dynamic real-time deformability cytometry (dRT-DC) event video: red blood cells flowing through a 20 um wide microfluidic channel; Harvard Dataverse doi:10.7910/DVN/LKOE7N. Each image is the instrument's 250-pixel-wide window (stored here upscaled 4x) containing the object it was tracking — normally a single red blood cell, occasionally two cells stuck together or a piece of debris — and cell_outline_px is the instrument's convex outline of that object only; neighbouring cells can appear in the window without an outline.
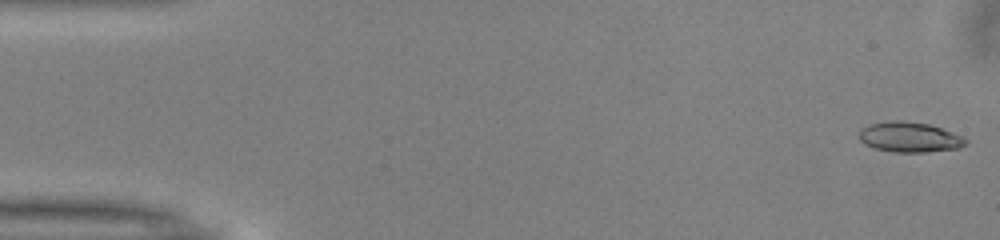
{"species": "common noctule bat (a hibernating species)", "species_latin": "Nyctalus noctula", "temperature_condition": "warm", "stored_images_in_passage": 50, "camera_frame_rate_fps": 3000, "um_per_image_px": 0.085, "animal": {"sex": "male", "body_mass_g": 13.0, "forearm_length_mm": 53.1}, "frame": {"image": 1, "passage_image": 1, "time_ms": 0.0, "image_size_px": [1000, 240], "cell_outline_px": [[968, 144], [960, 148], [928, 152], [896, 152], [876, 148], [864, 144], [860, 140], [860, 128], [872, 124], [892, 120], [900, 120], [928, 124], [964, 136], [968, 140]], "centroid_in_image_um": [77.36, 11.66], "position_along_channel_um": 7.6, "area_um2": 18.73}}
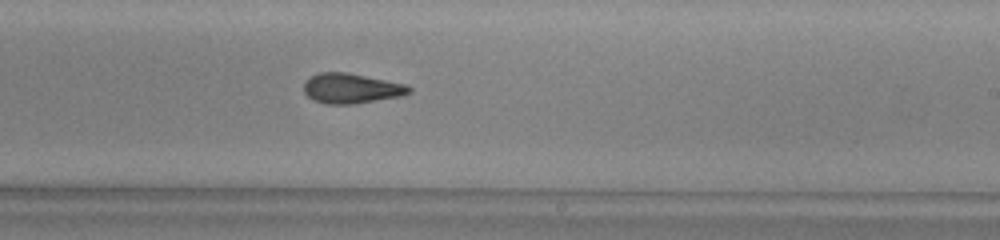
{"frame": {"image": 2, "passage_image": 30, "time_ms": 9.667, "image_size_px": [1000, 240], "cell_outline_px": [[412, 92], [400, 96], [352, 104], [324, 104], [312, 100], [304, 92], [304, 80], [308, 76], [320, 72], [348, 72], [408, 84], [412, 88]], "centroid_in_image_um": [29.84, 7.5], "position_along_channel_um": 259.2, "area_um2": 18.73}}
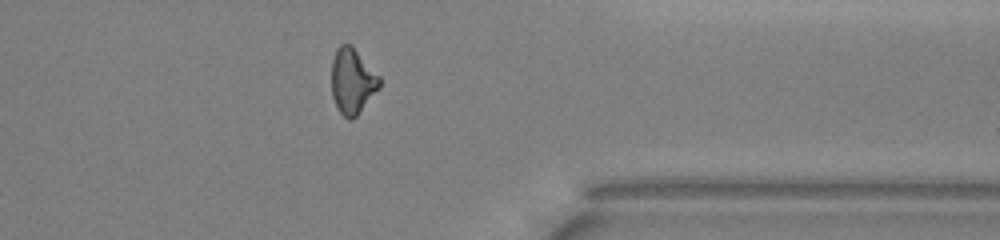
{"frame": {"image": 3, "passage_image": 40, "time_ms": 13.0, "image_size_px": [1000, 240], "cell_outline_px": [[380, 88], [356, 116], [352, 120], [348, 120], [340, 112], [332, 96], [332, 60], [336, 48], [340, 44], [352, 44], [380, 76]], "centroid_in_image_um": [29.96, 6.87], "position_along_channel_um": 381.4, "area_um2": 18.44}, "authors_computed_cell_mechanics": {"area_um2": 18.3804, "velocity_mm_per_s": 4.0478, "shape_relaxation_time_tau1_ms": null, "shape_relaxation_time_tau2_ms": 2.6214, "deformation_change_tau1": null, "deformation_change_tau2": 0.1143}}